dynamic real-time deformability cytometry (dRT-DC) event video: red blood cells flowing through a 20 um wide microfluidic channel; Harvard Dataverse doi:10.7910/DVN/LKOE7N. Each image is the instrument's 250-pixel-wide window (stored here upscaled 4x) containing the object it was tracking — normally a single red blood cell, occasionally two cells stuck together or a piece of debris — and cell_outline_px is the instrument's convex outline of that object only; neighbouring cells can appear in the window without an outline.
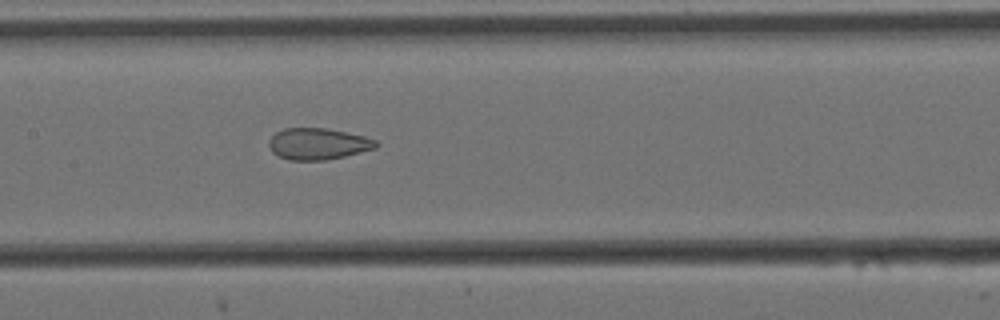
{"species": "Egyptian fruit bat (a non-hibernating species)", "species_latin": "Rousettus aegyptiacus", "temperature_condition": "cold", "stored_images_in_passage": 6, "camera_frame_rate_fps": 3000, "um_per_image_px": 0.085, "animal": {"sex": "female"}, "frame": {"image": 1, "passage_image": 6, "time_ms": 1.667, "image_size_px": [1000, 320], "cell_outline_px": [[380, 144], [376, 148], [344, 156], [324, 160], [288, 160], [272, 152], [268, 144], [268, 140], [276, 132], [284, 128], [328, 128], [364, 136], [376, 140]], "centroid_in_image_um": [27.03, 12.22], "position_along_channel_um": 180.4, "area_um2": 19.65}}